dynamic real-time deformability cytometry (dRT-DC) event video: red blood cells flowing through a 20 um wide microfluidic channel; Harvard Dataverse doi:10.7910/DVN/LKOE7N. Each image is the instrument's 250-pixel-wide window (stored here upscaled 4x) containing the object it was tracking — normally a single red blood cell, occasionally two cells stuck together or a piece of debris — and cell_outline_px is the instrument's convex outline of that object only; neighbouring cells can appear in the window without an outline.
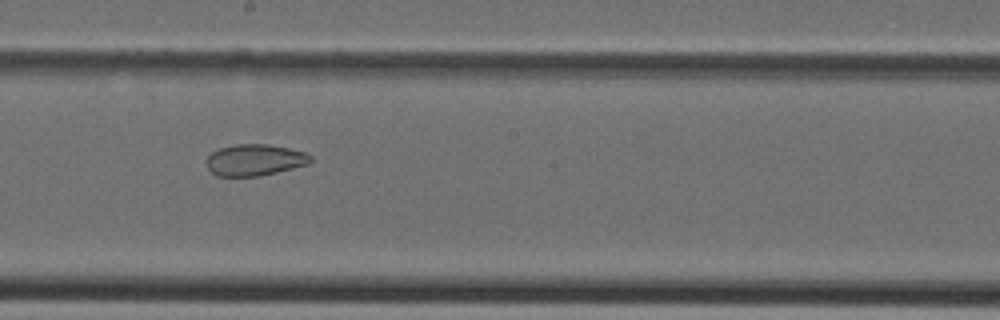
{"species": "Egyptian fruit bat (a non-hibernating species)", "species_latin": "Rousettus aegyptiacus", "temperature_condition": "cold", "stored_images_in_passage": 40, "camera_frame_rate_fps": 3000, "um_per_image_px": 0.085, "animal": {"sex": "female"}, "frame": {"image": 1, "passage_image": 22, "time_ms": 7.0, "image_size_px": [1000, 320], "cell_outline_px": [[312, 160], [308, 164], [260, 176], [216, 176], [208, 168], [208, 156], [212, 152], [220, 148], [236, 144], [268, 144], [288, 148], [304, 152], [312, 156]], "centroid_in_image_um": [21.66, 13.59], "position_along_channel_um": 226.5, "area_um2": 18.9}}
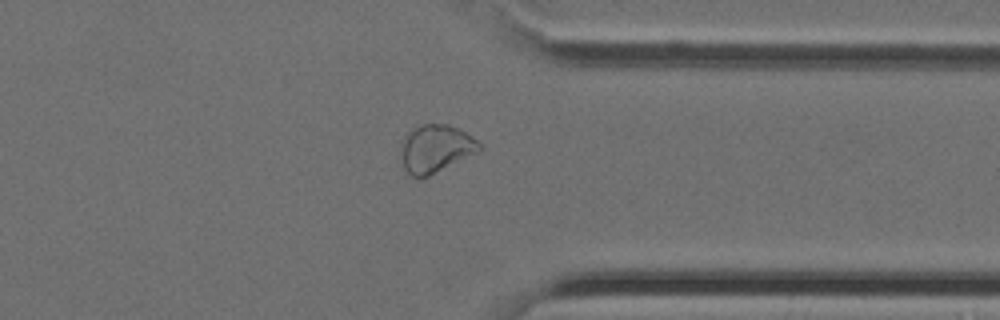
{"frame": {"image": 2, "passage_image": 31, "time_ms": 10.0, "image_size_px": [1000, 320], "cell_outline_px": [[484, 148], [428, 176], [416, 180], [404, 168], [400, 148], [404, 136], [408, 132], [424, 124], [448, 124], [464, 132], [476, 140]], "centroid_in_image_um": [36.99, 12.64], "position_along_channel_um": 374.4, "area_um2": 21.44}}
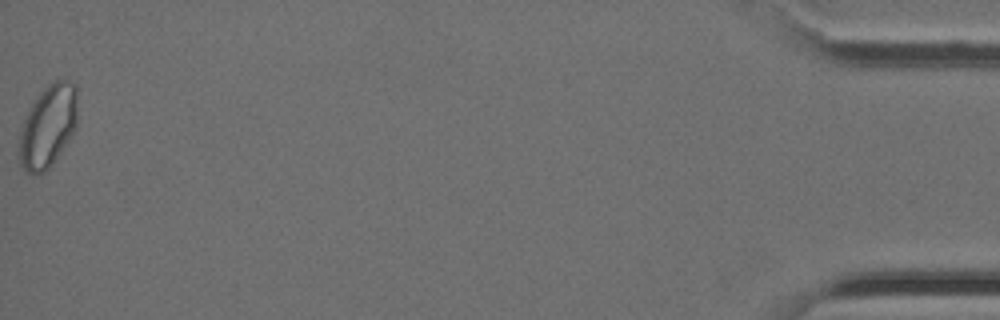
{"frame": {"image": 3, "passage_image": 40, "time_ms": 13.0, "image_size_px": [1000, 320], "cell_outline_px": [[76, 128], [52, 164], [40, 176], [32, 176], [20, 168], [16, 152], [16, 148], [20, 132], [24, 120], [32, 104], [40, 92], [48, 84], [56, 80], [68, 80], [76, 84]], "centroid_in_image_um": [4.02, 10.8], "position_along_channel_um": 431.2, "area_um2": 28.44}}